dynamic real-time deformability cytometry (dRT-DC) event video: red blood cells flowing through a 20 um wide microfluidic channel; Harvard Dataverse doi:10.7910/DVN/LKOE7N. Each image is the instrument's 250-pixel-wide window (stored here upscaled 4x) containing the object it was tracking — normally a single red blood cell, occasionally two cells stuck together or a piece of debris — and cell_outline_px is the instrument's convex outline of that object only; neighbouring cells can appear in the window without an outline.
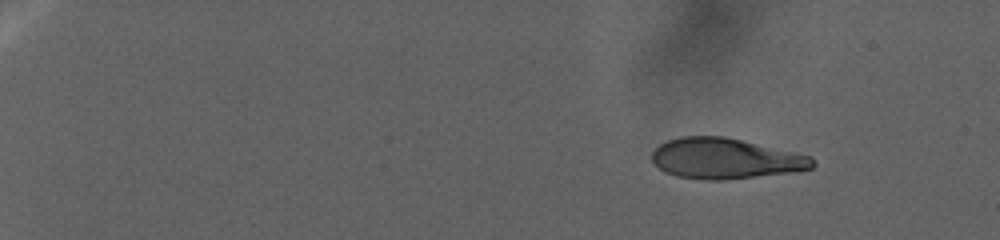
{"species": "human", "species_latin": "Homo sapiens", "temperature_condition": "warm", "stored_images_in_passage": 63, "camera_frame_rate_fps": 3000, "um_per_image_px": 0.085, "donor": {"sex": "female"}, "frame": {"image": 1, "passage_image": 1, "time_ms": 0.0, "image_size_px": [1000, 240], "cell_outline_px": [[816, 164], [812, 168], [796, 172], [724, 180], [704, 180], [676, 176], [664, 172], [652, 160], [652, 152], [660, 144], [668, 140], [680, 136], [724, 136], [812, 156]], "centroid_in_image_um": [61.67, 13.48], "position_along_channel_um": 23.3, "area_um2": 38.09}}
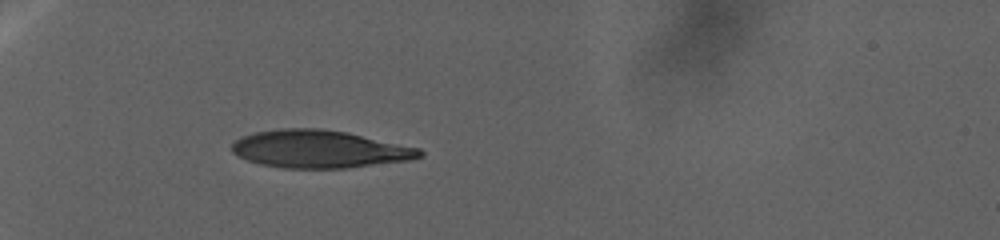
{"frame": {"image": 2, "passage_image": 62, "time_ms": 14.0, "image_size_px": [1000, 240], "cell_outline_px": [[424, 156], [408, 160], [348, 168], [284, 168], [260, 164], [248, 160], [232, 152], [232, 144], [240, 136], [256, 132], [280, 128], [320, 128], [348, 132], [420, 148], [424, 152]], "centroid_in_image_um": [27.17, 12.66], "position_along_channel_um": 57.8, "area_um2": 41.33}}